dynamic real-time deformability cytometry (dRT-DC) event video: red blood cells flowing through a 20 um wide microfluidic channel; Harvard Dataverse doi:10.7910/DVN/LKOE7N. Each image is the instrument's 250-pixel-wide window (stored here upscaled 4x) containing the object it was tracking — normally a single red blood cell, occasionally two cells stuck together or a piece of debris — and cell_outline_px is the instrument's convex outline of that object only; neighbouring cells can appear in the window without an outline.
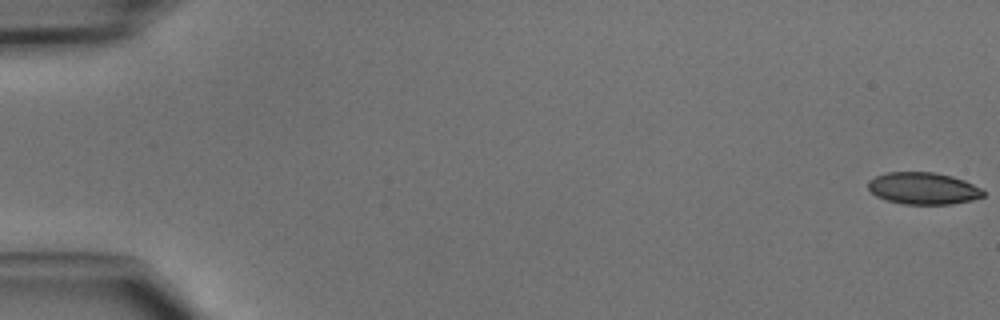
{"species": "common noctule bat (a hibernating species)", "species_latin": "Nyctalus noctula", "temperature_condition": "cold", "stored_images_in_passage": 10, "camera_frame_rate_fps": 3000, "um_per_image_px": 0.085, "animal": {"sex": "male", "body_mass_g": 15.6}, "frame": {"image": 1, "passage_image": 1, "time_ms": 0.0, "image_size_px": [1000, 320], "cell_outline_px": [[984, 196], [972, 200], [952, 204], [904, 204], [884, 200], [876, 196], [868, 188], [868, 180], [876, 176], [888, 172], [932, 172], [952, 176], [964, 180], [980, 188], [984, 192]], "centroid_in_image_um": [78.45, 16.01], "position_along_channel_um": 6.5, "area_um2": 21.44}}